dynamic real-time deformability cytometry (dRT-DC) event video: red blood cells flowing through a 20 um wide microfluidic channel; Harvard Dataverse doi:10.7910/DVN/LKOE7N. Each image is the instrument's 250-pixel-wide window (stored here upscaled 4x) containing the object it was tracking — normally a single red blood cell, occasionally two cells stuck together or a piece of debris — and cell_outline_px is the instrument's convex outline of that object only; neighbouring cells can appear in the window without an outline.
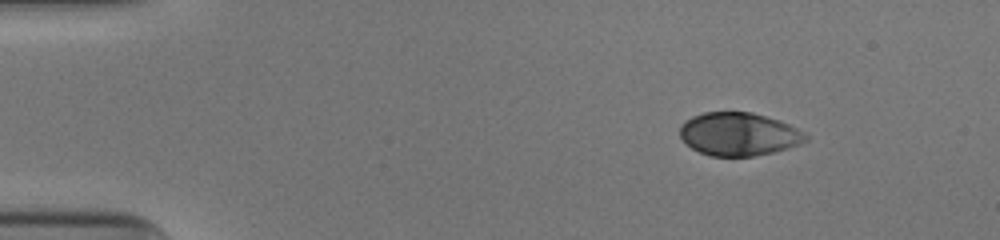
{"species": "human", "species_latin": "Homo sapiens", "temperature_condition": "cold", "stored_images_in_passage": 46, "camera_frame_rate_fps": 3000, "um_per_image_px": 0.085, "donor": {"sex": "male"}, "frame": {"image": 1, "passage_image": 1, "time_ms": 0.0, "image_size_px": [1000, 240], "cell_outline_px": [[808, 140], [800, 144], [788, 148], [772, 152], [752, 156], [712, 156], [700, 152], [684, 144], [680, 136], [680, 124], [684, 120], [692, 116], [704, 112], [752, 112], [780, 120], [804, 132], [808, 136]], "centroid_in_image_um": [62.77, 11.39], "position_along_channel_um": 22.2, "area_um2": 31.79}}
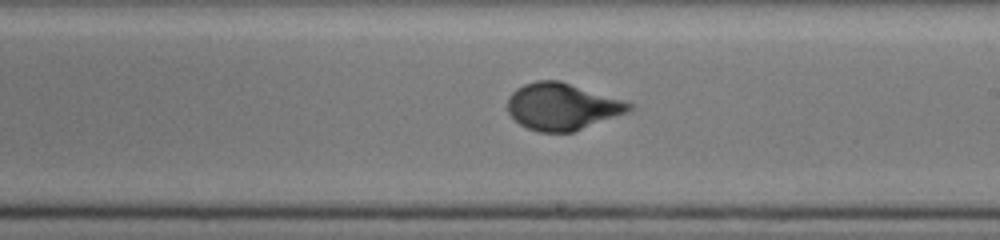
{"frame": {"image": 2, "passage_image": 25, "time_ms": 8.0, "image_size_px": [1000, 240], "cell_outline_px": [[636, 104], [628, 112], [572, 132], [540, 132], [528, 128], [520, 124], [508, 112], [508, 100], [512, 92], [516, 88], [524, 84], [536, 80], [560, 80]], "centroid_in_image_um": [47.79, 9.04], "position_along_channel_um": 241.2, "area_um2": 33.06}}
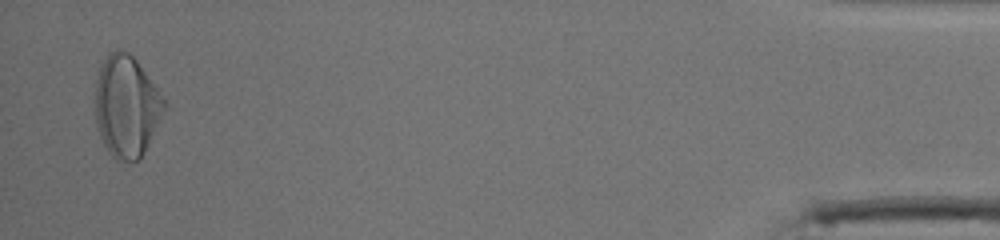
{"frame": {"image": 3, "passage_image": 45, "time_ms": 14.667, "image_size_px": [1000, 240], "cell_outline_px": [[168, 104], [140, 160], [116, 160], [108, 152], [100, 136], [96, 120], [96, 80], [100, 68], [108, 52], [120, 48], [128, 52], [136, 60], [164, 96]], "centroid_in_image_um": [10.77, 9.02], "position_along_channel_um": 424.4, "area_um2": 40.75}, "authors_computed_cell_mechanics": {"area_um2": 32.6859, "velocity_mm_per_s": 3.9219, "shape_relaxation_time_tau1_ms": 4.4934, "shape_relaxation_time_tau2_ms": null, "deformation_change_tau1": 0.1951, "deformation_change_tau2": null}}